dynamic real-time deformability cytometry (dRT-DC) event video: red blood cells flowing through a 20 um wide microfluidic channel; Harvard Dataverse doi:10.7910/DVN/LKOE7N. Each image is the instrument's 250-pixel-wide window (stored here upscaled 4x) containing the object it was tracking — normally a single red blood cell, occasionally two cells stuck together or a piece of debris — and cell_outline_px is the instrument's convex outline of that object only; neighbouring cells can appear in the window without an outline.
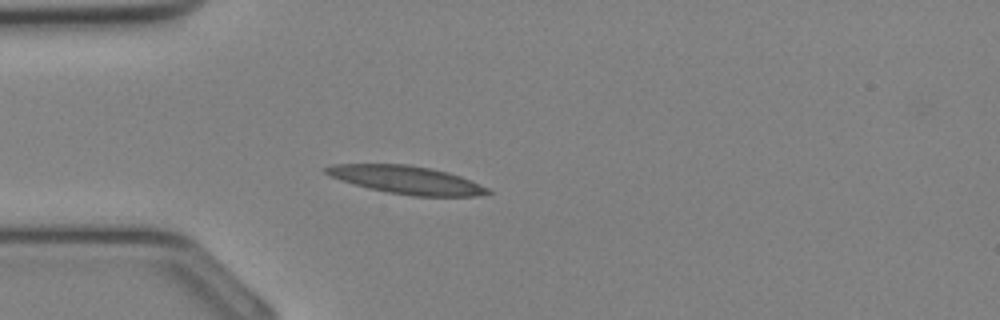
{"species": "Egyptian fruit bat (a non-hibernating species)", "species_latin": "Rousettus aegyptiacus", "temperature_condition": "cold", "stored_images_in_passage": 26, "camera_frame_rate_fps": 3000, "um_per_image_px": 0.085, "animal": {"sex": "female"}, "frame": {"image": 1, "passage_image": 1, "time_ms": 0.0, "image_size_px": [1000, 320], "cell_outline_px": [[492, 192], [476, 196], [412, 196], [388, 192], [368, 188], [332, 176], [324, 172], [324, 168], [332, 164], [408, 164], [432, 168], [448, 172], [460, 176], [488, 188]], "centroid_in_image_um": [34.58, 15.28], "position_along_channel_um": 50.4, "area_um2": 26.07}}
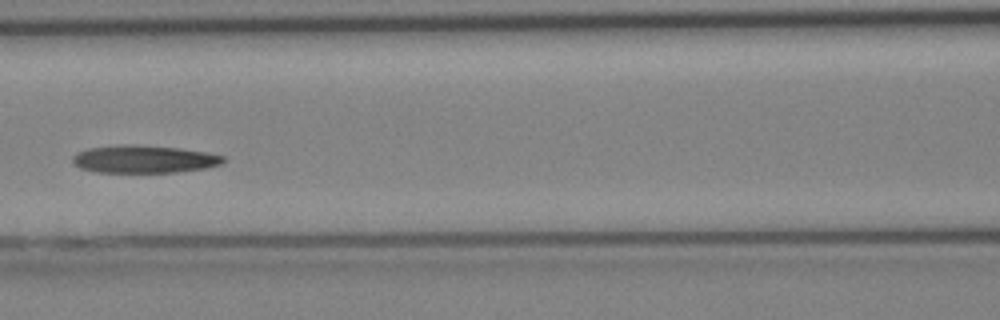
{"frame": {"image": 2, "passage_image": 7, "time_ms": 2.0, "image_size_px": [1000, 320], "cell_outline_px": [[224, 160], [220, 164], [204, 168], [176, 172], [96, 172], [80, 168], [72, 164], [72, 156], [76, 152], [88, 148], [124, 144], [136, 144], [180, 148], [208, 152], [224, 156]], "centroid_in_image_um": [12.19, 13.52], "position_along_channel_um": 154.4, "area_um2": 24.45}}
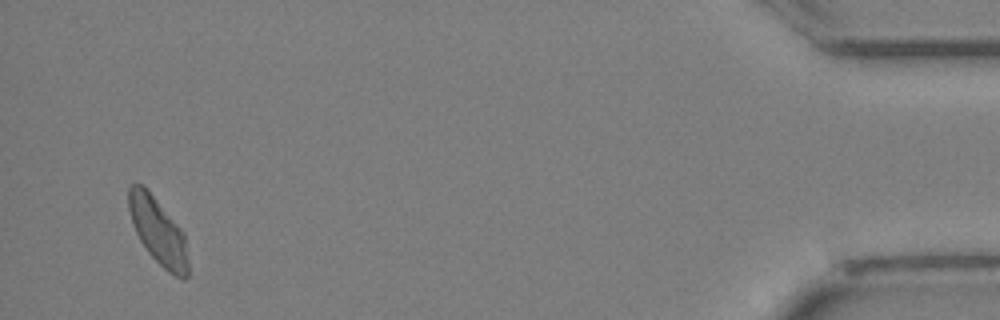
{"frame": {"image": 3, "passage_image": 25, "time_ms": 8.0, "image_size_px": [1000, 320], "cell_outline_px": [[188, 276], [184, 280], [180, 280], [168, 272], [148, 252], [140, 240], [136, 232], [128, 208], [128, 188], [132, 184], [140, 184], [152, 196], [184, 232], [188, 264]], "centroid_in_image_um": [13.45, 19.71], "position_along_channel_um": 421.7, "area_um2": 22.54}}